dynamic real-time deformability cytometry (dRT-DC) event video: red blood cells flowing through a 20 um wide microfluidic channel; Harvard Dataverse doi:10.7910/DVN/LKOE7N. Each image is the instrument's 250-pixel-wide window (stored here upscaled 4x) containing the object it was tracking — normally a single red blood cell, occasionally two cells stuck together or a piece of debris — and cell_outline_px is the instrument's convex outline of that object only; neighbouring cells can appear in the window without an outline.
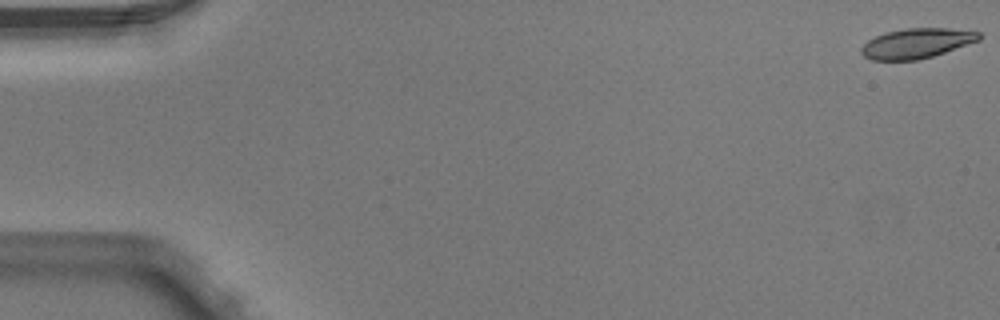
{"species": "Egyptian fruit bat (a non-hibernating species)", "species_latin": "Rousettus aegyptiacus", "temperature_condition": "warm", "stored_images_in_passage": 5, "camera_frame_rate_fps": 3000, "um_per_image_px": 0.085, "animal": {"sex": "male"}, "frame": {"image": 1, "passage_image": 1, "time_ms": 0.0, "image_size_px": [1000, 320], "cell_outline_px": [[980, 40], [920, 60], [872, 60], [864, 56], [860, 52], [860, 48], [868, 40], [876, 36], [888, 32], [904, 28], [948, 28], [980, 32]], "centroid_in_image_um": [77.89, 3.68], "position_along_channel_um": 7.1, "area_um2": 20.4}}
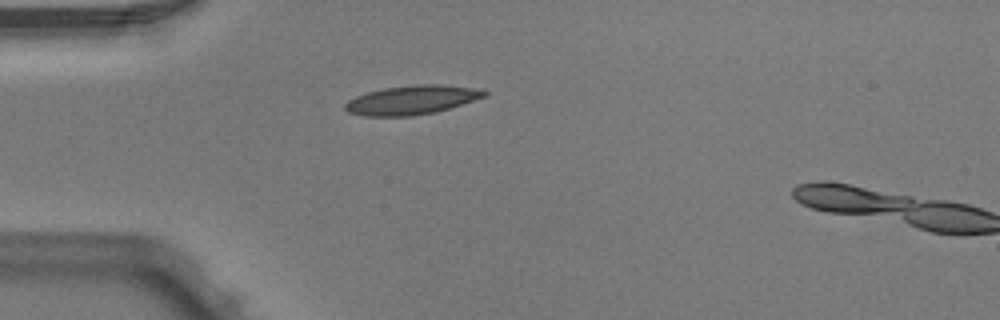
{"frame": {"image": 2, "passage_image": 4, "time_ms": 1.0, "image_size_px": [1000, 320], "cell_outline_px": [[488, 96], [436, 112], [412, 116], [364, 116], [348, 112], [344, 108], [344, 104], [348, 100], [356, 96], [368, 92], [384, 88], [420, 84], [440, 84], [480, 88], [488, 92]], "centroid_in_image_um": [35.04, 8.49], "position_along_channel_um": 50.0, "area_um2": 23.7}}